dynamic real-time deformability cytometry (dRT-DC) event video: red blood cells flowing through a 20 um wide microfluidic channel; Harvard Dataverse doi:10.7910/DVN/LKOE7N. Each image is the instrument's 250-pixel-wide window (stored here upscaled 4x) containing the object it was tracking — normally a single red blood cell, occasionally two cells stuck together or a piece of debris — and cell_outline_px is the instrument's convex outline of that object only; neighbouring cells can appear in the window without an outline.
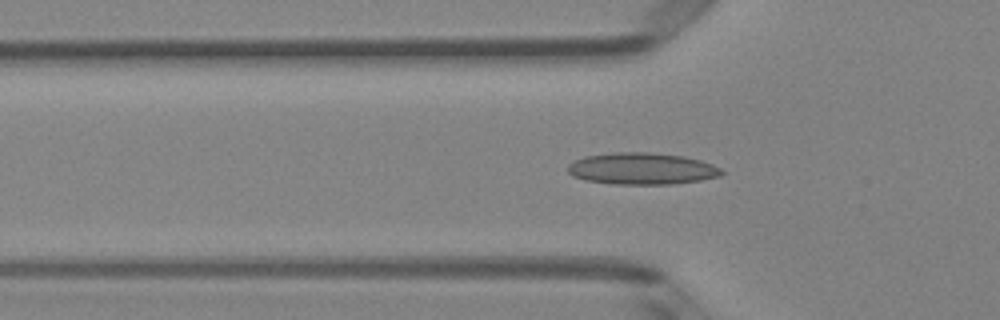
{"species": "Egyptian fruit bat (a non-hibernating species)", "species_latin": "Rousettus aegyptiacus", "temperature_condition": "room temperature", "stored_images_in_passage": 50, "camera_frame_rate_fps": 3000, "um_per_image_px": 0.085, "animal": {"sex": "female"}, "frame": {"image": 1, "passage_image": 15, "time_ms": 4.667, "image_size_px": [1000, 320], "cell_outline_px": [[724, 172], [720, 176], [700, 180], [672, 184], [612, 184], [584, 180], [572, 176], [568, 172], [568, 164], [584, 156], [612, 152], [648, 152], [684, 156], [700, 160], [712, 164], [720, 168]], "centroid_in_image_um": [54.54, 14.33], "position_along_channel_um": 71.3, "area_um2": 28.55}}
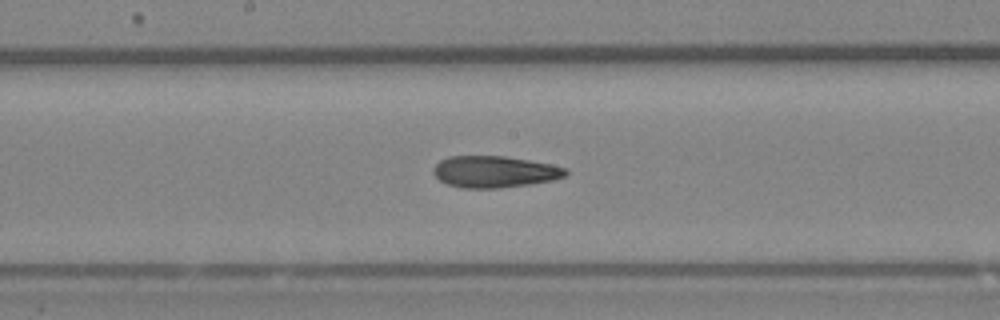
{"frame": {"image": 2, "passage_image": 25, "time_ms": 8.0, "image_size_px": [1000, 320], "cell_outline_px": [[568, 172], [564, 176], [552, 180], [528, 184], [500, 188], [464, 188], [448, 184], [440, 180], [432, 172], [432, 168], [440, 160], [448, 156], [504, 156], [528, 160], [568, 168]], "centroid_in_image_um": [42.0, 14.59], "position_along_channel_um": 206.2, "area_um2": 24.22}}
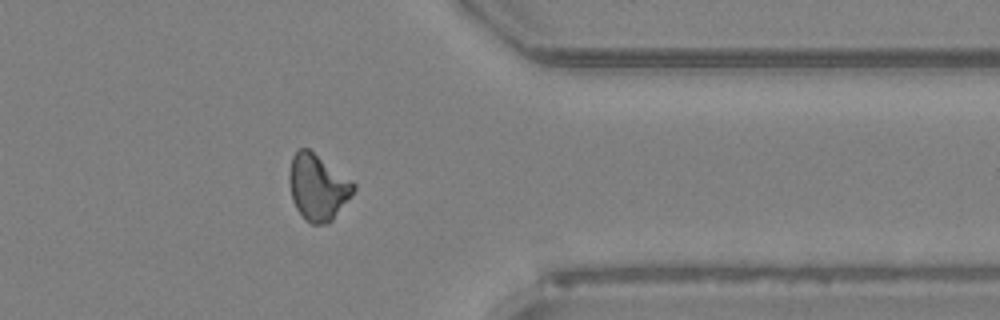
{"frame": {"image": 3, "passage_image": 39, "time_ms": 12.667, "image_size_px": [1000, 320], "cell_outline_px": [[356, 188], [332, 220], [324, 224], [312, 224], [304, 220], [296, 208], [292, 200], [288, 180], [288, 172], [292, 156], [300, 148], [308, 148], [352, 180], [356, 184]], "centroid_in_image_um": [26.98, 15.91], "position_along_channel_um": 384.4, "area_um2": 24.74}, "authors_computed_cell_mechanics": {"area_um2": 24.4783, "velocity_mm_per_s": 4.0532, "shape_relaxation_time_tau1_ms": null, "shape_relaxation_time_tau2_ms": 5.5524, "deformation_change_tau1": null, "deformation_change_tau2": 0.143}}